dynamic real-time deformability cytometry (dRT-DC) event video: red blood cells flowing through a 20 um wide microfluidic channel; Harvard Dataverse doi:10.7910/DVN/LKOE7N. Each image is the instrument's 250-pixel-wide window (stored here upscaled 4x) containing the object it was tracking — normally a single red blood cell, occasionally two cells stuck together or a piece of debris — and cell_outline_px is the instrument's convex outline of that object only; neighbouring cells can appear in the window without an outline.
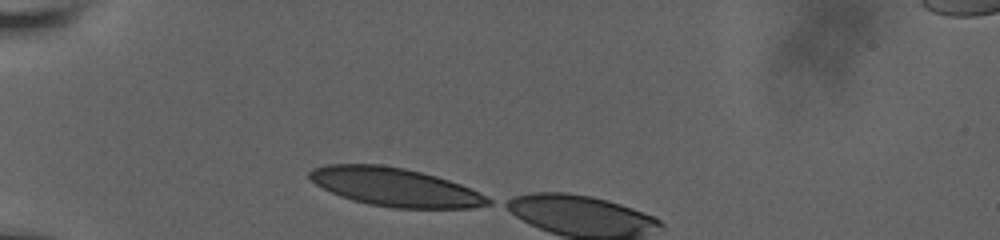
{"species": "human", "species_latin": "Homo sapiens", "temperature_condition": "room temperature", "stored_images_in_passage": 2, "camera_frame_rate_fps": 3000, "um_per_image_px": 0.085, "donor": {"sex": "male"}, "frame": {"image": 1, "passage_image": 1, "time_ms": 0.0, "image_size_px": [1000, 240], "cell_outline_px": [[492, 204], [472, 208], [392, 208], [368, 204], [352, 200], [340, 196], [316, 184], [308, 176], [308, 172], [312, 168], [328, 164], [380, 164], [404, 168], [436, 176], [472, 188], [492, 200]], "centroid_in_image_um": [33.58, 15.9], "position_along_channel_um": 51.4, "area_um2": 39.94}}